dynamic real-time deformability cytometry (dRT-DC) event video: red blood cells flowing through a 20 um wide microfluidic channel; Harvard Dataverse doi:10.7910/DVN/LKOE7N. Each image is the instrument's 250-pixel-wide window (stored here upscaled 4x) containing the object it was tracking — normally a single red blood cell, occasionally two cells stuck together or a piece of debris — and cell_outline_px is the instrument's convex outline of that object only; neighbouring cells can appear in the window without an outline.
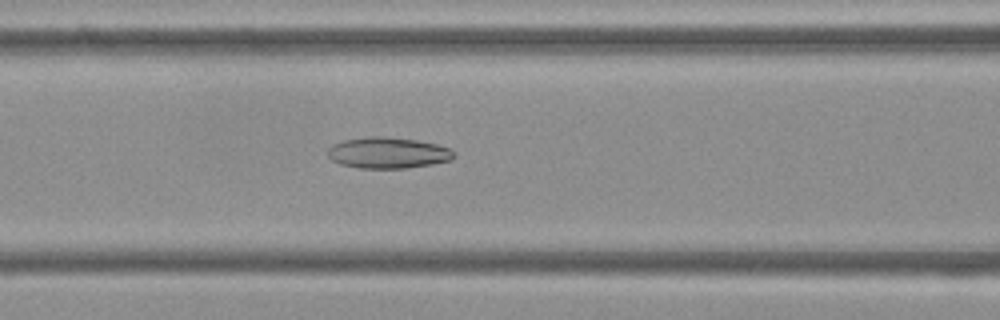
{"species": "Egyptian fruit bat (a non-hibernating species)", "species_latin": "Rousettus aegyptiacus", "temperature_condition": "cold", "stored_images_in_passage": 53, "camera_frame_rate_fps": 3000, "um_per_image_px": 0.085, "frame": {"image": 1, "passage_image": 21, "time_ms": 6.667, "image_size_px": [1000, 320], "cell_outline_px": [[456, 156], [452, 160], [432, 164], [404, 168], [360, 168], [340, 164], [332, 160], [328, 156], [328, 148], [332, 144], [340, 140], [368, 136], [384, 136], [416, 140], [436, 144], [452, 148]], "centroid_in_image_um": [32.97, 12.98], "position_along_channel_um": 133.6, "area_um2": 23.12}}
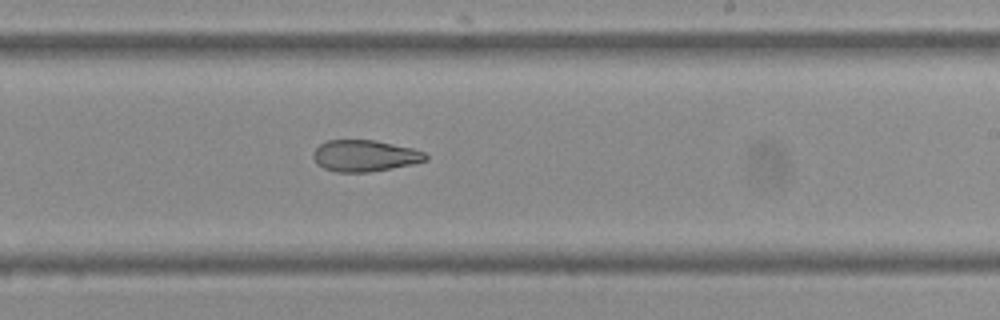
{"frame": {"image": 2, "passage_image": 31, "time_ms": 10.0, "image_size_px": [1000, 320], "cell_outline_px": [[428, 160], [412, 164], [392, 168], [368, 172], [336, 172], [324, 168], [316, 164], [312, 156], [312, 152], [320, 144], [328, 140], [376, 140], [412, 148], [424, 152], [428, 156]], "centroid_in_image_um": [30.99, 13.24], "position_along_channel_um": 258.0, "area_um2": 20.69}}
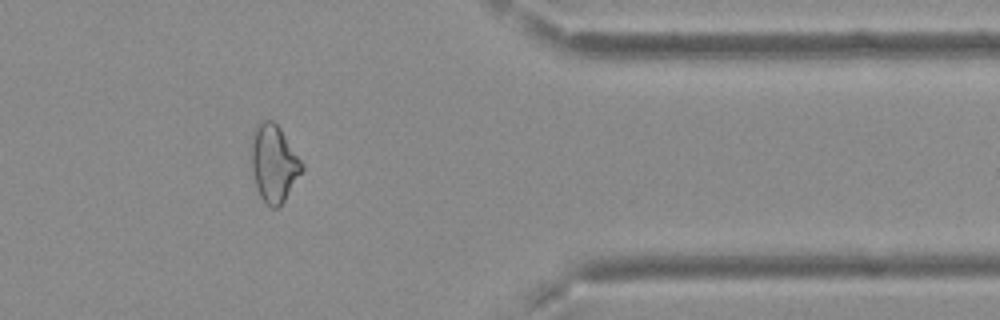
{"frame": {"image": 3, "passage_image": 43, "time_ms": 14.0, "image_size_px": [1000, 320], "cell_outline_px": [[304, 168], [284, 200], [276, 208], [272, 208], [260, 196], [256, 184], [252, 168], [252, 132], [256, 124], [260, 120], [272, 120], [280, 128], [304, 164]], "centroid_in_image_um": [23.28, 13.84], "position_along_channel_um": 388.1, "area_um2": 22.37}, "authors_computed_cell_mechanics": {"area_um2": 24.1604, "velocity_mm_per_s": 3.7334, "shape_relaxation_time_tau1_ms": null, "shape_relaxation_time_tau2_ms": 6.3546, "deformation_change_tau1": null, "deformation_change_tau2": 0.1547}}